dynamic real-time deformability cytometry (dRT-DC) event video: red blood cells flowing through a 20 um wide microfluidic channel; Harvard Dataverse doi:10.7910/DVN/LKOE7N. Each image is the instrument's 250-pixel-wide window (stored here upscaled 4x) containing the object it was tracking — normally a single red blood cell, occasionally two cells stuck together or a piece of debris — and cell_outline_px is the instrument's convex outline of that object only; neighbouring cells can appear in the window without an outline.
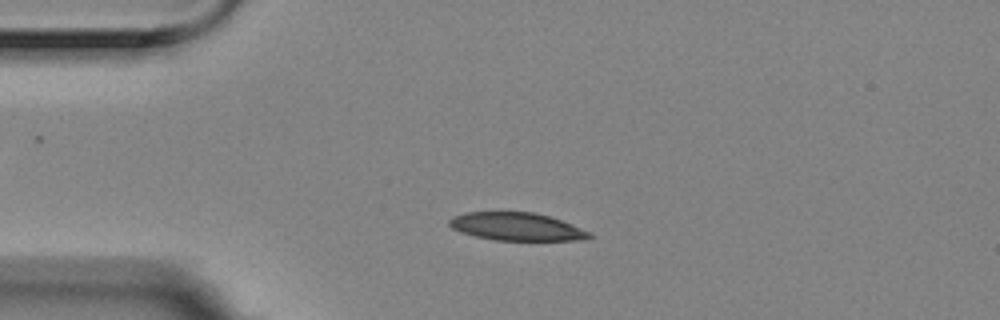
{"species": "Egyptian fruit bat (a non-hibernating species)", "species_latin": "Rousettus aegyptiacus", "temperature_condition": "room temperature", "stored_images_in_passage": 4, "camera_frame_rate_fps": 3000, "um_per_image_px": 0.085, "animal": {"sex": "female"}, "frame": {"image": 1, "passage_image": 2, "time_ms": 0.333, "image_size_px": [1000, 320], "cell_outline_px": [[592, 236], [588, 240], [496, 240], [476, 236], [460, 232], [452, 228], [448, 224], [448, 220], [452, 216], [464, 212], [536, 212], [560, 220], [592, 232]], "centroid_in_image_um": [43.91, 19.26], "position_along_channel_um": 41.1, "area_um2": 22.83}}
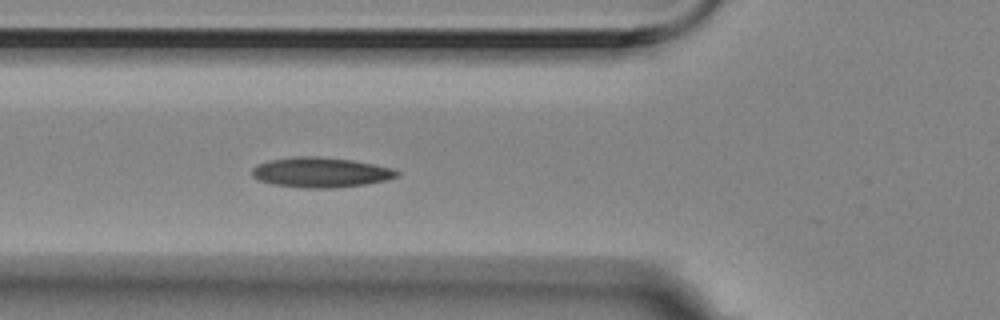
{"frame": {"image": 2, "passage_image": 4, "time_ms": 1.0, "image_size_px": [1000, 320], "cell_outline_px": [[400, 176], [388, 180], [364, 184], [336, 188], [304, 188], [272, 184], [260, 180], [252, 176], [252, 168], [256, 164], [268, 160], [296, 156], [316, 156], [352, 160], [392, 168], [400, 172]], "centroid_in_image_um": [27.26, 14.65], "position_along_channel_um": 98.5, "area_um2": 25.49}}